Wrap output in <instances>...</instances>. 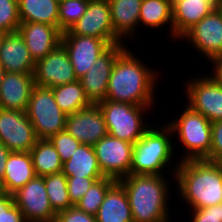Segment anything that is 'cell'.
I'll use <instances>...</instances> for the list:
<instances>
[{"instance_id":"cell-23","label":"cell","mask_w":222,"mask_h":222,"mask_svg":"<svg viewBox=\"0 0 222 222\" xmlns=\"http://www.w3.org/2000/svg\"><path fill=\"white\" fill-rule=\"evenodd\" d=\"M95 218L97 222H134L125 189L119 181L108 189Z\"/></svg>"},{"instance_id":"cell-8","label":"cell","mask_w":222,"mask_h":222,"mask_svg":"<svg viewBox=\"0 0 222 222\" xmlns=\"http://www.w3.org/2000/svg\"><path fill=\"white\" fill-rule=\"evenodd\" d=\"M203 75L184 83L185 104L213 123L222 120V86L208 72Z\"/></svg>"},{"instance_id":"cell-36","label":"cell","mask_w":222,"mask_h":222,"mask_svg":"<svg viewBox=\"0 0 222 222\" xmlns=\"http://www.w3.org/2000/svg\"><path fill=\"white\" fill-rule=\"evenodd\" d=\"M0 222H26L12 194H6L0 199Z\"/></svg>"},{"instance_id":"cell-35","label":"cell","mask_w":222,"mask_h":222,"mask_svg":"<svg viewBox=\"0 0 222 222\" xmlns=\"http://www.w3.org/2000/svg\"><path fill=\"white\" fill-rule=\"evenodd\" d=\"M102 178L67 177V188L71 203L75 206L89 188Z\"/></svg>"},{"instance_id":"cell-40","label":"cell","mask_w":222,"mask_h":222,"mask_svg":"<svg viewBox=\"0 0 222 222\" xmlns=\"http://www.w3.org/2000/svg\"><path fill=\"white\" fill-rule=\"evenodd\" d=\"M210 63L213 68L209 74L222 86V55L213 59Z\"/></svg>"},{"instance_id":"cell-1","label":"cell","mask_w":222,"mask_h":222,"mask_svg":"<svg viewBox=\"0 0 222 222\" xmlns=\"http://www.w3.org/2000/svg\"><path fill=\"white\" fill-rule=\"evenodd\" d=\"M127 48L115 60L107 86L106 100L156 107V85L160 72L150 68L134 51Z\"/></svg>"},{"instance_id":"cell-42","label":"cell","mask_w":222,"mask_h":222,"mask_svg":"<svg viewBox=\"0 0 222 222\" xmlns=\"http://www.w3.org/2000/svg\"><path fill=\"white\" fill-rule=\"evenodd\" d=\"M6 34H7L6 31L0 30V48H1L2 42H3Z\"/></svg>"},{"instance_id":"cell-27","label":"cell","mask_w":222,"mask_h":222,"mask_svg":"<svg viewBox=\"0 0 222 222\" xmlns=\"http://www.w3.org/2000/svg\"><path fill=\"white\" fill-rule=\"evenodd\" d=\"M21 22H37L59 29V2L57 0H18Z\"/></svg>"},{"instance_id":"cell-31","label":"cell","mask_w":222,"mask_h":222,"mask_svg":"<svg viewBox=\"0 0 222 222\" xmlns=\"http://www.w3.org/2000/svg\"><path fill=\"white\" fill-rule=\"evenodd\" d=\"M115 182L116 181L114 179L108 177H104L96 181L75 206H77L81 211L95 216L108 189Z\"/></svg>"},{"instance_id":"cell-15","label":"cell","mask_w":222,"mask_h":222,"mask_svg":"<svg viewBox=\"0 0 222 222\" xmlns=\"http://www.w3.org/2000/svg\"><path fill=\"white\" fill-rule=\"evenodd\" d=\"M125 43L111 45L94 65L78 79L92 104L106 100L107 86L117 56L127 47Z\"/></svg>"},{"instance_id":"cell-13","label":"cell","mask_w":222,"mask_h":222,"mask_svg":"<svg viewBox=\"0 0 222 222\" xmlns=\"http://www.w3.org/2000/svg\"><path fill=\"white\" fill-rule=\"evenodd\" d=\"M38 137L24 111L0 108V143L11 152H30Z\"/></svg>"},{"instance_id":"cell-9","label":"cell","mask_w":222,"mask_h":222,"mask_svg":"<svg viewBox=\"0 0 222 222\" xmlns=\"http://www.w3.org/2000/svg\"><path fill=\"white\" fill-rule=\"evenodd\" d=\"M190 42L196 54L207 62L222 55V7L213 9L207 16L192 26L179 39Z\"/></svg>"},{"instance_id":"cell-10","label":"cell","mask_w":222,"mask_h":222,"mask_svg":"<svg viewBox=\"0 0 222 222\" xmlns=\"http://www.w3.org/2000/svg\"><path fill=\"white\" fill-rule=\"evenodd\" d=\"M133 145L107 134L93 146L104 177L119 181L130 175Z\"/></svg>"},{"instance_id":"cell-16","label":"cell","mask_w":222,"mask_h":222,"mask_svg":"<svg viewBox=\"0 0 222 222\" xmlns=\"http://www.w3.org/2000/svg\"><path fill=\"white\" fill-rule=\"evenodd\" d=\"M61 44L69 55L77 79L88 72L98 57L110 47L103 39L76 34H62Z\"/></svg>"},{"instance_id":"cell-21","label":"cell","mask_w":222,"mask_h":222,"mask_svg":"<svg viewBox=\"0 0 222 222\" xmlns=\"http://www.w3.org/2000/svg\"><path fill=\"white\" fill-rule=\"evenodd\" d=\"M0 64L5 72L34 74L36 62L18 31L6 34L0 48Z\"/></svg>"},{"instance_id":"cell-3","label":"cell","mask_w":222,"mask_h":222,"mask_svg":"<svg viewBox=\"0 0 222 222\" xmlns=\"http://www.w3.org/2000/svg\"><path fill=\"white\" fill-rule=\"evenodd\" d=\"M119 182L125 189L134 222H170L168 200L172 185L166 175L130 174Z\"/></svg>"},{"instance_id":"cell-38","label":"cell","mask_w":222,"mask_h":222,"mask_svg":"<svg viewBox=\"0 0 222 222\" xmlns=\"http://www.w3.org/2000/svg\"><path fill=\"white\" fill-rule=\"evenodd\" d=\"M211 138V151L205 160L220 163L222 161V120L212 123Z\"/></svg>"},{"instance_id":"cell-11","label":"cell","mask_w":222,"mask_h":222,"mask_svg":"<svg viewBox=\"0 0 222 222\" xmlns=\"http://www.w3.org/2000/svg\"><path fill=\"white\" fill-rule=\"evenodd\" d=\"M12 195L26 222L55 221L57 213L50 204L43 177L36 176Z\"/></svg>"},{"instance_id":"cell-26","label":"cell","mask_w":222,"mask_h":222,"mask_svg":"<svg viewBox=\"0 0 222 222\" xmlns=\"http://www.w3.org/2000/svg\"><path fill=\"white\" fill-rule=\"evenodd\" d=\"M140 25L153 29V31L155 28L162 30L168 25L169 38L173 40L172 0H142L139 15Z\"/></svg>"},{"instance_id":"cell-30","label":"cell","mask_w":222,"mask_h":222,"mask_svg":"<svg viewBox=\"0 0 222 222\" xmlns=\"http://www.w3.org/2000/svg\"><path fill=\"white\" fill-rule=\"evenodd\" d=\"M43 178L50 204L56 213L74 206L68 193L67 177L62 172Z\"/></svg>"},{"instance_id":"cell-17","label":"cell","mask_w":222,"mask_h":222,"mask_svg":"<svg viewBox=\"0 0 222 222\" xmlns=\"http://www.w3.org/2000/svg\"><path fill=\"white\" fill-rule=\"evenodd\" d=\"M65 130L81 144L92 146L108 134L98 104H92L87 108L67 115Z\"/></svg>"},{"instance_id":"cell-44","label":"cell","mask_w":222,"mask_h":222,"mask_svg":"<svg viewBox=\"0 0 222 222\" xmlns=\"http://www.w3.org/2000/svg\"><path fill=\"white\" fill-rule=\"evenodd\" d=\"M5 195H6V193H5V190H4V187H3V183L0 182V199L2 197H4Z\"/></svg>"},{"instance_id":"cell-25","label":"cell","mask_w":222,"mask_h":222,"mask_svg":"<svg viewBox=\"0 0 222 222\" xmlns=\"http://www.w3.org/2000/svg\"><path fill=\"white\" fill-rule=\"evenodd\" d=\"M66 177L104 178L100 169L94 147L80 144L71 158L62 165Z\"/></svg>"},{"instance_id":"cell-41","label":"cell","mask_w":222,"mask_h":222,"mask_svg":"<svg viewBox=\"0 0 222 222\" xmlns=\"http://www.w3.org/2000/svg\"><path fill=\"white\" fill-rule=\"evenodd\" d=\"M10 152L11 151L8 148H6L2 143H0V182L2 183L4 180L6 161Z\"/></svg>"},{"instance_id":"cell-43","label":"cell","mask_w":222,"mask_h":222,"mask_svg":"<svg viewBox=\"0 0 222 222\" xmlns=\"http://www.w3.org/2000/svg\"><path fill=\"white\" fill-rule=\"evenodd\" d=\"M5 69L3 68V66L0 64V85L2 83V80H3V77H4V74H5Z\"/></svg>"},{"instance_id":"cell-5","label":"cell","mask_w":222,"mask_h":222,"mask_svg":"<svg viewBox=\"0 0 222 222\" xmlns=\"http://www.w3.org/2000/svg\"><path fill=\"white\" fill-rule=\"evenodd\" d=\"M178 116L166 124L172 129L174 140L179 138L177 143L184 147L179 162L206 159L212 146V123L187 105L182 107Z\"/></svg>"},{"instance_id":"cell-4","label":"cell","mask_w":222,"mask_h":222,"mask_svg":"<svg viewBox=\"0 0 222 222\" xmlns=\"http://www.w3.org/2000/svg\"><path fill=\"white\" fill-rule=\"evenodd\" d=\"M154 124L133 145L130 174H167L171 161L176 157L174 153L178 147H174L172 129L167 124H158L159 128Z\"/></svg>"},{"instance_id":"cell-18","label":"cell","mask_w":222,"mask_h":222,"mask_svg":"<svg viewBox=\"0 0 222 222\" xmlns=\"http://www.w3.org/2000/svg\"><path fill=\"white\" fill-rule=\"evenodd\" d=\"M18 32L23 37L33 60L37 62L61 44L62 32L53 25L21 22Z\"/></svg>"},{"instance_id":"cell-7","label":"cell","mask_w":222,"mask_h":222,"mask_svg":"<svg viewBox=\"0 0 222 222\" xmlns=\"http://www.w3.org/2000/svg\"><path fill=\"white\" fill-rule=\"evenodd\" d=\"M25 113L38 139H50L65 130L67 115L56 103L51 88L35 85Z\"/></svg>"},{"instance_id":"cell-34","label":"cell","mask_w":222,"mask_h":222,"mask_svg":"<svg viewBox=\"0 0 222 222\" xmlns=\"http://www.w3.org/2000/svg\"><path fill=\"white\" fill-rule=\"evenodd\" d=\"M49 140L58 152L62 163L68 161L77 147L81 144L66 130L57 133Z\"/></svg>"},{"instance_id":"cell-24","label":"cell","mask_w":222,"mask_h":222,"mask_svg":"<svg viewBox=\"0 0 222 222\" xmlns=\"http://www.w3.org/2000/svg\"><path fill=\"white\" fill-rule=\"evenodd\" d=\"M36 177L30 152H10L5 166L3 187L13 194Z\"/></svg>"},{"instance_id":"cell-32","label":"cell","mask_w":222,"mask_h":222,"mask_svg":"<svg viewBox=\"0 0 222 222\" xmlns=\"http://www.w3.org/2000/svg\"><path fill=\"white\" fill-rule=\"evenodd\" d=\"M89 0H64L59 2V30L63 33L86 12Z\"/></svg>"},{"instance_id":"cell-6","label":"cell","mask_w":222,"mask_h":222,"mask_svg":"<svg viewBox=\"0 0 222 222\" xmlns=\"http://www.w3.org/2000/svg\"><path fill=\"white\" fill-rule=\"evenodd\" d=\"M98 106L103 114L107 132L114 138L134 144L154 125V121H152L153 124L148 120L146 121V116L151 114V110L154 111V107L111 100L101 101Z\"/></svg>"},{"instance_id":"cell-29","label":"cell","mask_w":222,"mask_h":222,"mask_svg":"<svg viewBox=\"0 0 222 222\" xmlns=\"http://www.w3.org/2000/svg\"><path fill=\"white\" fill-rule=\"evenodd\" d=\"M51 89L56 103L66 115L73 114L92 105L79 80L52 87Z\"/></svg>"},{"instance_id":"cell-22","label":"cell","mask_w":222,"mask_h":222,"mask_svg":"<svg viewBox=\"0 0 222 222\" xmlns=\"http://www.w3.org/2000/svg\"><path fill=\"white\" fill-rule=\"evenodd\" d=\"M114 33L125 43L127 39L140 37L136 28L142 0H108Z\"/></svg>"},{"instance_id":"cell-20","label":"cell","mask_w":222,"mask_h":222,"mask_svg":"<svg viewBox=\"0 0 222 222\" xmlns=\"http://www.w3.org/2000/svg\"><path fill=\"white\" fill-rule=\"evenodd\" d=\"M219 6L217 0H172L174 41Z\"/></svg>"},{"instance_id":"cell-14","label":"cell","mask_w":222,"mask_h":222,"mask_svg":"<svg viewBox=\"0 0 222 222\" xmlns=\"http://www.w3.org/2000/svg\"><path fill=\"white\" fill-rule=\"evenodd\" d=\"M35 85L52 88L77 81L69 55L62 44L39 59L34 70Z\"/></svg>"},{"instance_id":"cell-12","label":"cell","mask_w":222,"mask_h":222,"mask_svg":"<svg viewBox=\"0 0 222 222\" xmlns=\"http://www.w3.org/2000/svg\"><path fill=\"white\" fill-rule=\"evenodd\" d=\"M108 0H89L86 12L62 34L93 36L105 40L110 46L123 42L113 31Z\"/></svg>"},{"instance_id":"cell-19","label":"cell","mask_w":222,"mask_h":222,"mask_svg":"<svg viewBox=\"0 0 222 222\" xmlns=\"http://www.w3.org/2000/svg\"><path fill=\"white\" fill-rule=\"evenodd\" d=\"M34 86V74L6 72L0 85V108L25 112Z\"/></svg>"},{"instance_id":"cell-33","label":"cell","mask_w":222,"mask_h":222,"mask_svg":"<svg viewBox=\"0 0 222 222\" xmlns=\"http://www.w3.org/2000/svg\"><path fill=\"white\" fill-rule=\"evenodd\" d=\"M20 23L18 0H0V30L18 31Z\"/></svg>"},{"instance_id":"cell-39","label":"cell","mask_w":222,"mask_h":222,"mask_svg":"<svg viewBox=\"0 0 222 222\" xmlns=\"http://www.w3.org/2000/svg\"><path fill=\"white\" fill-rule=\"evenodd\" d=\"M54 222H97L94 215L81 211L77 206L57 213Z\"/></svg>"},{"instance_id":"cell-2","label":"cell","mask_w":222,"mask_h":222,"mask_svg":"<svg viewBox=\"0 0 222 222\" xmlns=\"http://www.w3.org/2000/svg\"><path fill=\"white\" fill-rule=\"evenodd\" d=\"M173 165L169 180L176 182L181 203H187L190 210L222 203L221 163L202 159L176 161Z\"/></svg>"},{"instance_id":"cell-28","label":"cell","mask_w":222,"mask_h":222,"mask_svg":"<svg viewBox=\"0 0 222 222\" xmlns=\"http://www.w3.org/2000/svg\"><path fill=\"white\" fill-rule=\"evenodd\" d=\"M35 174L44 177L62 172V161L49 139H38L30 150Z\"/></svg>"},{"instance_id":"cell-37","label":"cell","mask_w":222,"mask_h":222,"mask_svg":"<svg viewBox=\"0 0 222 222\" xmlns=\"http://www.w3.org/2000/svg\"><path fill=\"white\" fill-rule=\"evenodd\" d=\"M191 212L192 217L189 219L191 222H222V203L201 209H192Z\"/></svg>"}]
</instances>
